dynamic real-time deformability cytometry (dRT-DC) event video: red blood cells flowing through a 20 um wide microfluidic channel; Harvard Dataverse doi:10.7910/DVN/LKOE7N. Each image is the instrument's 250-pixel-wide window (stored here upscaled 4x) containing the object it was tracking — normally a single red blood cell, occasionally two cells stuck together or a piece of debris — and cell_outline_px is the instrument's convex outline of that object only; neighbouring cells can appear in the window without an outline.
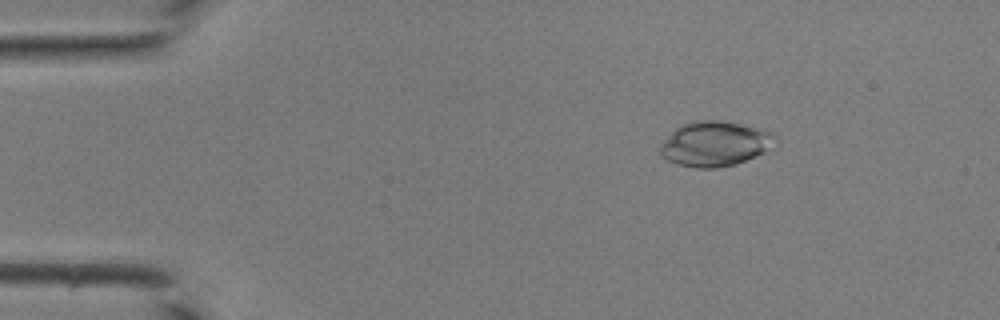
{"species": "common noctule bat (a hibernating species)", "species_latin": "Nyctalus noctula", "temperature_condition": "room temperature", "stored_images_in_passage": 43, "camera_frame_rate_fps": 3000, "um_per_image_px": 0.085, "animal": {"sex": "male", "body_mass_g": 19.0, "forearm_length_mm": 50.8}, "frame": {"image": 1, "passage_image": 7, "time_ms": 2.0, "image_size_px": [1000, 320], "cell_outline_px": [[772, 136], [764, 152], [736, 164], [716, 168], [696, 168], [676, 164], [660, 156], [660, 144], [680, 124], [692, 120], [720, 120], [764, 128], [772, 132]], "centroid_in_image_um": [60.68, 12.21], "position_along_channel_um": 24.3, "area_um2": 29.88}}
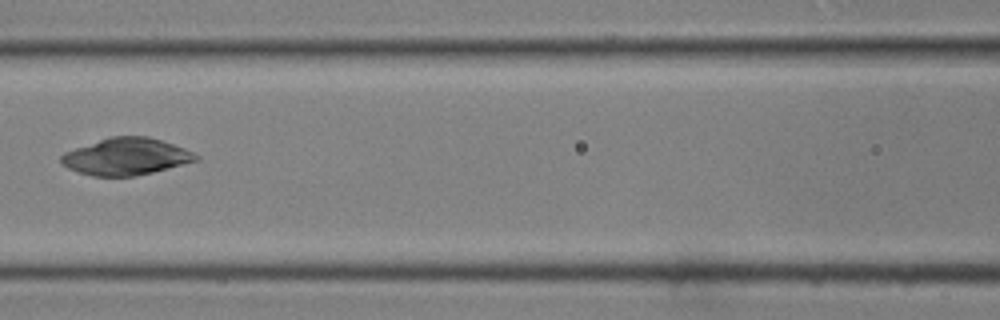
{"frame": {"image": 2, "passage_image": 20, "time_ms": 6.333, "image_size_px": [1000, 320], "cell_outline_px": [[200, 160], [136, 176], [92, 176], [76, 172], [60, 164], [60, 156], [64, 152], [112, 136], [148, 136], [184, 148], [200, 156]], "centroid_in_image_um": [10.7, 13.32], "position_along_channel_um": 155.9, "area_um2": 28.9}}
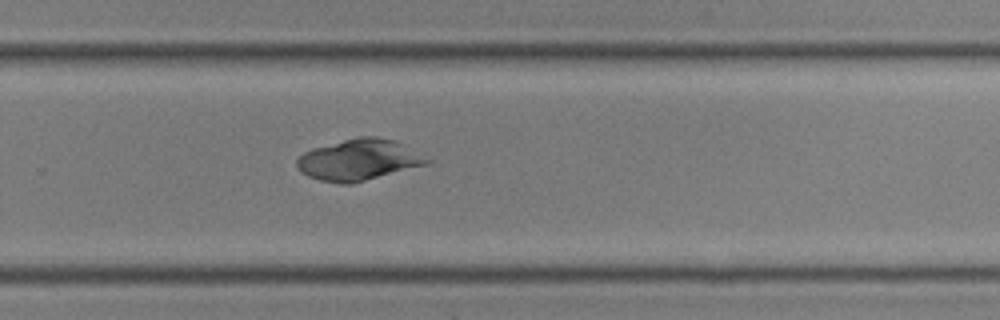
{"frame": {"image": 3, "passage_image": 29, "time_ms": 9.333, "image_size_px": [1000, 320], "cell_outline_px": [[432, 160], [428, 164], [352, 184], [340, 184], [320, 180], [308, 176], [300, 172], [296, 168], [296, 160], [304, 152], [312, 148], [360, 136], [376, 136], [396, 140]], "centroid_in_image_um": [30.49, 13.59], "position_along_channel_um": 299.3, "area_um2": 31.27}}